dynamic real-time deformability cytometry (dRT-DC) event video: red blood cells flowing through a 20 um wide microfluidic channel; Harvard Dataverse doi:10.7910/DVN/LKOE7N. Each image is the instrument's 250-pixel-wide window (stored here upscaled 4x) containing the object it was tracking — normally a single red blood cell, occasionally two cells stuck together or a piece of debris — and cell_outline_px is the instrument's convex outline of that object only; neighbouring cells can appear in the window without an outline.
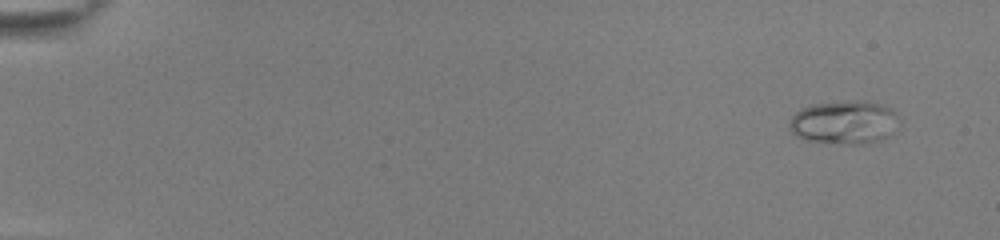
{"species": "common noctule bat (a hibernating species)", "species_latin": "Nyctalus noctula", "temperature_condition": "room temperature", "stored_images_in_passage": 51, "camera_frame_rate_fps": 3000, "um_per_image_px": 0.085, "animal": {"sex": "female", "body_mass_g": 22.0, "forearm_length_mm": 56.7}, "frame": {"image": 1, "passage_image": 1, "time_ms": 0.0, "image_size_px": [1000, 240], "cell_outline_px": [[900, 124], [888, 136], [880, 140], [864, 144], [840, 144], [804, 140], [796, 136], [788, 128], [788, 124], [792, 116], [800, 108], [808, 104], [856, 100], [864, 100], [884, 104], [892, 108], [896, 112], [900, 120]], "centroid_in_image_um": [71.77, 10.39], "position_along_channel_um": 13.2, "area_um2": 28.55}}
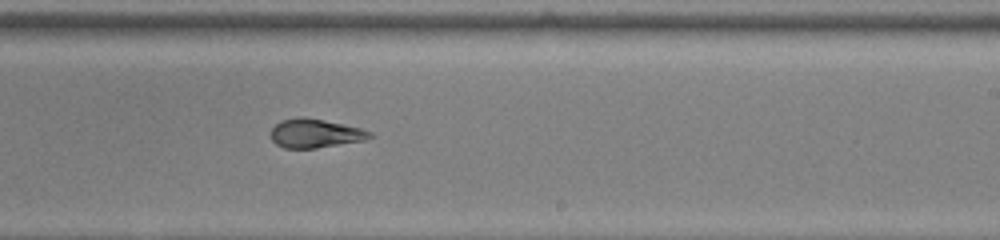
{"frame": {"image": 2, "passage_image": 32, "time_ms": 10.333, "image_size_px": [1000, 240], "cell_outline_px": [[376, 136], [364, 140], [316, 148], [284, 148], [276, 144], [272, 140], [272, 128], [280, 120], [300, 116], [304, 116], [344, 124], [360, 128], [372, 132]], "centroid_in_image_um": [26.81, 11.32], "position_along_channel_um": 262.2, "area_um2": 16.7}}
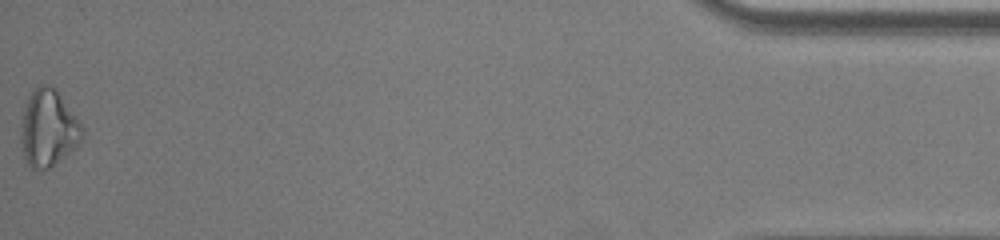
{"frame": {"image": 3, "passage_image": 51, "time_ms": 16.667, "image_size_px": [1000, 240], "cell_outline_px": [[84, 136], [68, 152], [48, 168], [32, 168], [24, 160], [20, 140], [20, 132], [24, 104], [32, 88], [40, 84], [48, 84], [56, 88], [84, 128]], "centroid_in_image_um": [4.06, 10.83], "position_along_channel_um": 431.1, "area_um2": 27.4}, "authors_computed_cell_mechanics": {"area_um2": 20.0566, "velocity_mm_per_s": 3.8954, "shape_relaxation_time_tau1_ms": 5.0792, "shape_relaxation_time_tau2_ms": 1.0061, "deformation_change_tau1": 0.1682, "deformation_change_tau2": 0.0692}}